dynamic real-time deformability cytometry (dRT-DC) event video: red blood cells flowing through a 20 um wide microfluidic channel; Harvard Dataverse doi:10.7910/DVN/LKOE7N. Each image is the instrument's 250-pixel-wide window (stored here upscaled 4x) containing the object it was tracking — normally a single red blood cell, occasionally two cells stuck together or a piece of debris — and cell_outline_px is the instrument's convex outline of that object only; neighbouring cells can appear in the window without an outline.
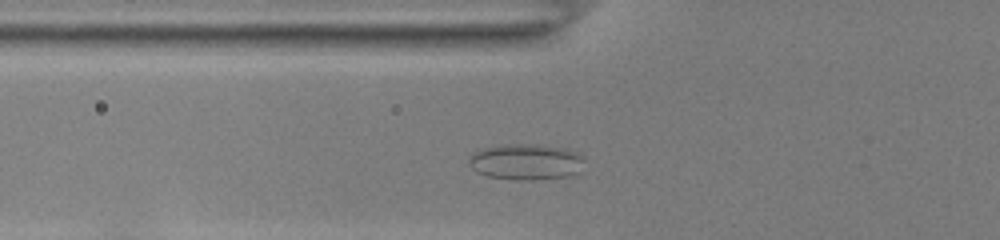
{"species": "common noctule bat (a hibernating species)", "species_latin": "Nyctalus noctula", "temperature_condition": "room temperature", "stored_images_in_passage": 34, "camera_frame_rate_fps": 3000, "um_per_image_px": 0.085, "animal": {"sex": "female", "body_mass_g": 22.0, "forearm_length_mm": 56.7}, "frame": {"image": 1, "passage_image": 7, "time_ms": 2.0, "image_size_px": [1000, 240], "cell_outline_px": [[584, 172], [568, 176], [536, 180], [516, 180], [488, 176], [476, 172], [468, 164], [468, 160], [472, 152], [484, 148], [508, 144], [532, 144], [564, 148], [584, 156]], "centroid_in_image_um": [44.74, 13.77], "position_along_channel_um": 81.1, "area_um2": 24.57}}
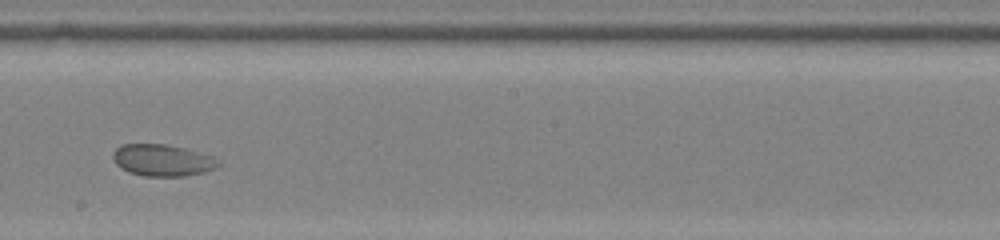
{"frame": {"image": 2, "passage_image": 19, "time_ms": 6.0, "image_size_px": [1000, 240], "cell_outline_px": [[220, 164], [216, 168], [204, 172], [184, 176], [144, 176], [128, 172], [120, 168], [116, 164], [112, 156], [116, 148], [124, 144], [164, 144], [184, 148], [216, 156], [220, 160]], "centroid_in_image_um": [13.84, 13.62], "position_along_channel_um": 234.4, "area_um2": 19.65}}
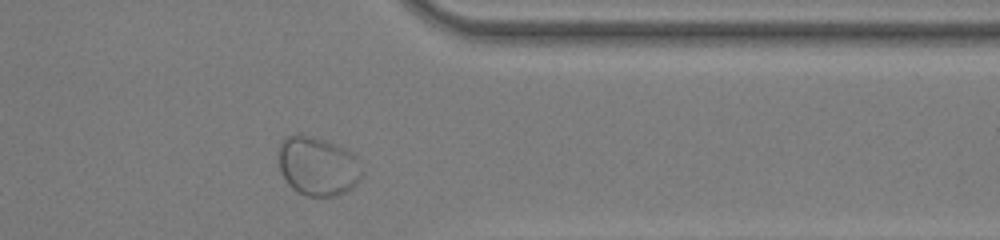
{"frame": {"image": 3, "passage_image": 31, "time_ms": 10.0, "image_size_px": [1000, 240], "cell_outline_px": [[364, 172], [356, 184], [352, 188], [336, 196], [304, 196], [292, 188], [288, 184], [280, 168], [280, 144], [284, 136], [312, 136], [324, 140], [344, 148], [356, 156]], "centroid_in_image_um": [27.04, 14.15], "position_along_channel_um": 384.4, "area_um2": 28.38}}